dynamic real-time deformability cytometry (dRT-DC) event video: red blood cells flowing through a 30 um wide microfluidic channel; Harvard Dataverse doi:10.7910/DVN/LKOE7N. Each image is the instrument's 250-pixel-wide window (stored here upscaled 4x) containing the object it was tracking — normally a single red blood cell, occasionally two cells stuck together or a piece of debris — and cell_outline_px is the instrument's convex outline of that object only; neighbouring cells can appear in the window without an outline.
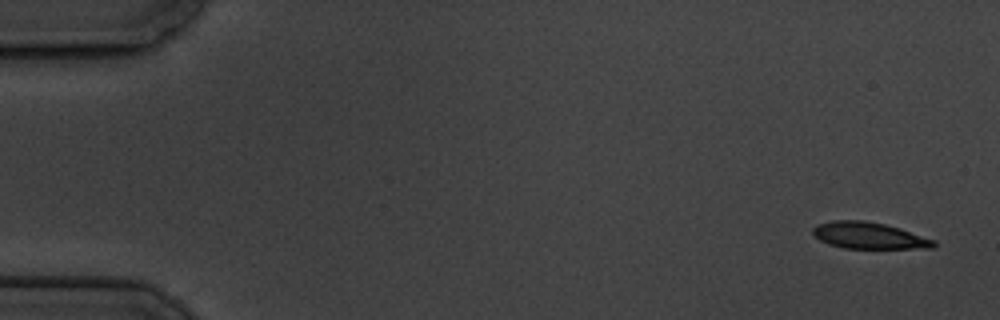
{"species": "common noctule bat (a hibernating species)", "species_latin": "Nyctalus noctula", "temperature_condition": "cold", "stored_images_in_passage": 5, "camera_frame_rate_fps": 3000, "um_per_image_px": 0.085, "animal": {"sex": "male", "body_mass_g": 19.5, "forearm_length_mm": 54.6}, "frame": {"image": 1, "passage_image": 1, "time_ms": 0.0, "image_size_px": [1000, 320], "cell_outline_px": [[936, 248], [844, 248], [828, 244], [820, 240], [812, 232], [812, 228], [816, 224], [832, 220], [864, 220], [884, 224], [900, 228], [936, 240]], "centroid_in_image_um": [73.87, 20.02], "position_along_channel_um": 11.1, "area_um2": 18.79}}
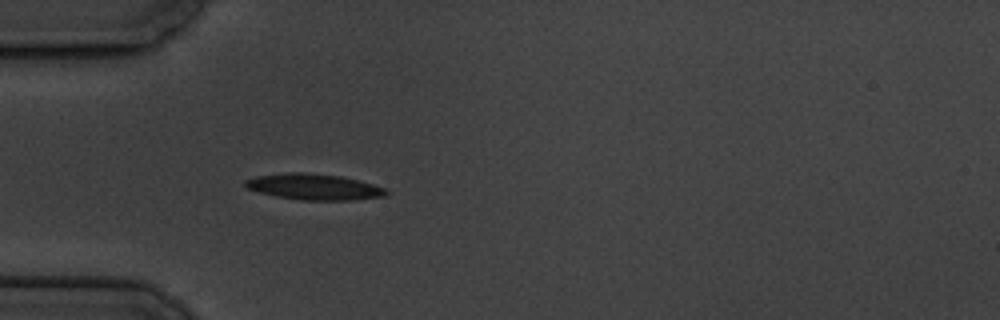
{"frame": {"image": 2, "passage_image": 5, "time_ms": 5.0, "image_size_px": [1000, 320], "cell_outline_px": [[388, 196], [352, 200], [300, 200], [276, 196], [260, 192], [248, 188], [244, 184], [244, 180], [256, 176], [284, 172], [304, 172], [340, 176], [372, 184], [384, 188], [388, 192]], "centroid_in_image_um": [26.68, 15.88], "position_along_channel_um": 58.3, "area_um2": 21.27}}